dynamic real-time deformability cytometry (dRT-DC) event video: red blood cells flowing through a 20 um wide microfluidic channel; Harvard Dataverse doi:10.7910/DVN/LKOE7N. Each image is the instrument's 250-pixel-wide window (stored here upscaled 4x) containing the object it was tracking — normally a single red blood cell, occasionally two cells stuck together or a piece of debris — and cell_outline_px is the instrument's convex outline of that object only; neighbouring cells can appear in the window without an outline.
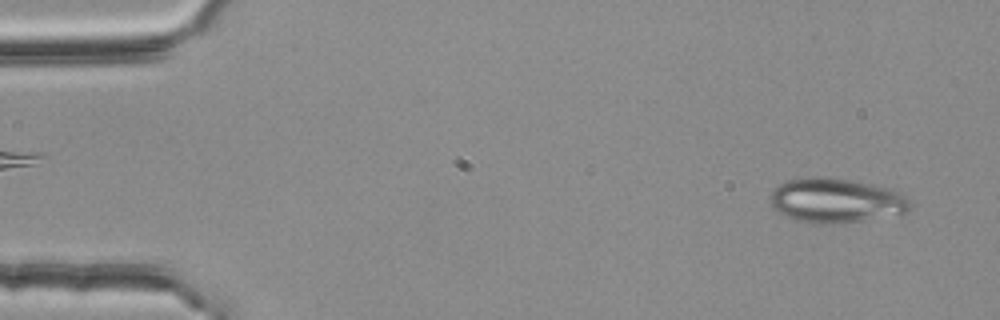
{"species": "common noctule bat (a hibernating species)", "species_latin": "Nyctalus noctula", "temperature_condition": "room temperature", "stored_images_in_passage": 53, "camera_frame_rate_fps": 3000, "um_per_image_px": 0.085, "animal": {"sex": "female", "body_mass_g": 25.1}, "frame": {"image": 1, "passage_image": 3, "time_ms": 0.667, "image_size_px": [1000, 320], "cell_outline_px": [[908, 212], [904, 216], [840, 224], [816, 224], [796, 220], [772, 208], [768, 204], [768, 196], [780, 184], [788, 180], [812, 176], [820, 176], [848, 180], [872, 184], [892, 188], [900, 192], [908, 200]], "centroid_in_image_um": [71.09, 17.07], "position_along_channel_um": 13.9, "area_um2": 37.11}}
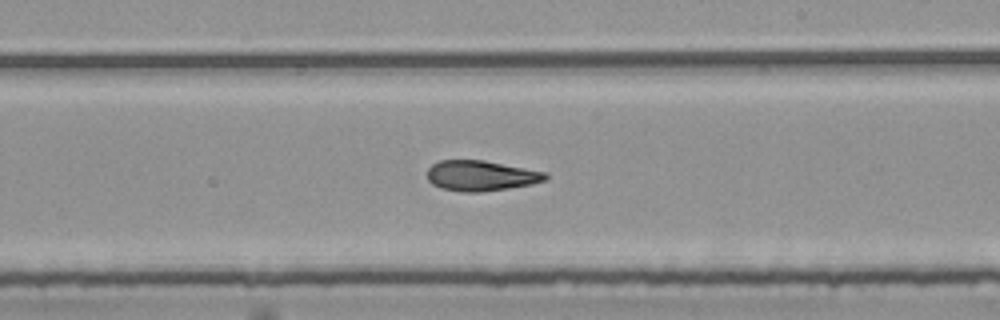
{"frame": {"image": 2, "passage_image": 31, "time_ms": 10.0, "image_size_px": [1000, 320], "cell_outline_px": [[548, 176], [544, 180], [532, 184], [508, 188], [480, 192], [464, 192], [440, 188], [432, 184], [428, 180], [428, 168], [432, 164], [440, 160], [484, 160], [548, 172]], "centroid_in_image_um": [40.88, 14.93], "position_along_channel_um": 248.1, "area_um2": 20.98}}
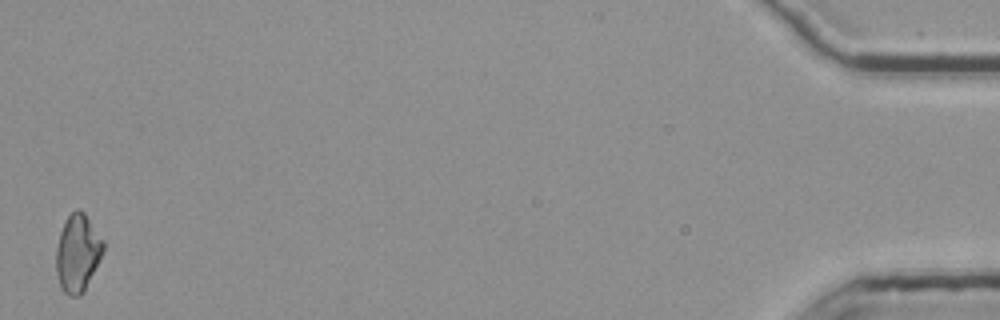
{"frame": {"image": 3, "passage_image": 53, "time_ms": 17.333, "image_size_px": [1000, 320], "cell_outline_px": [[104, 248], [84, 292], [80, 296], [68, 296], [60, 288], [56, 272], [56, 248], [60, 232], [68, 216], [76, 208], [80, 208], [84, 212], [104, 240]], "centroid_in_image_um": [6.58, 21.51], "position_along_channel_um": 428.6, "area_um2": 21.27}, "authors_computed_cell_mechanics": {"area_um2": 21.3282, "velocity_mm_per_s": 3.7806, "shape_relaxation_time_tau1_ms": null, "shape_relaxation_time_tau2_ms": 3.7913, "deformation_change_tau1": null, "deformation_change_tau2": 0.1119}}